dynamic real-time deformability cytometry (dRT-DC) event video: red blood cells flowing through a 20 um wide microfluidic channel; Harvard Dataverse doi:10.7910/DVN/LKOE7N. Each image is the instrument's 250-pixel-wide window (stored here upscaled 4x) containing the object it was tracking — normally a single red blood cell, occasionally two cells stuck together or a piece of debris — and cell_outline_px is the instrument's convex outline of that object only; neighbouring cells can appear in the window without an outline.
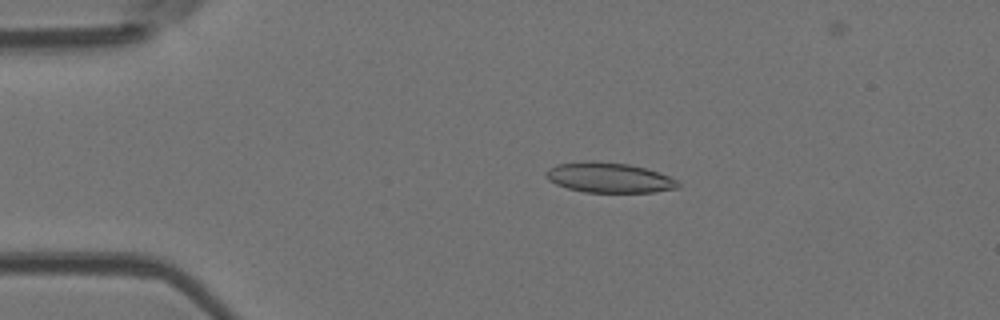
{"species": "Egyptian fruit bat (a non-hibernating species)", "species_latin": "Rousettus aegyptiacus", "temperature_condition": "room temperature", "stored_images_in_passage": 52, "camera_frame_rate_fps": 3000, "um_per_image_px": 0.085, "animal": {"sex": "female"}, "frame": {"image": 1, "passage_image": 9, "time_ms": 2.667, "image_size_px": [1000, 320], "cell_outline_px": [[680, 188], [652, 192], [584, 192], [568, 188], [556, 184], [548, 180], [544, 176], [548, 168], [556, 164], [588, 160], [592, 160], [628, 164], [648, 168], [680, 180]], "centroid_in_image_um": [51.79, 15.09], "position_along_channel_um": 33.2, "area_um2": 23.52}}
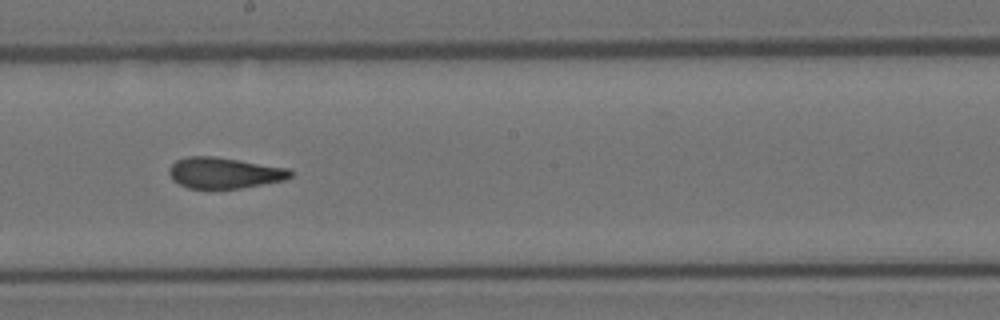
{"frame": {"image": 2, "passage_image": 28, "time_ms": 9.0, "image_size_px": [1000, 320], "cell_outline_px": [[292, 176], [284, 180], [240, 188], [188, 188], [172, 180], [168, 172], [168, 168], [176, 160], [188, 156], [216, 156], [288, 168], [292, 172]], "centroid_in_image_um": [19.03, 14.68], "position_along_channel_um": 229.2, "area_um2": 21.85}}
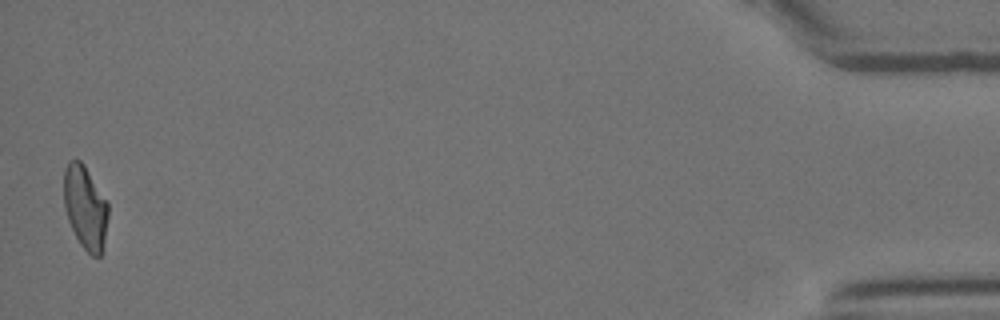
{"frame": {"image": 3, "passage_image": 51, "time_ms": 16.667, "image_size_px": [1000, 320], "cell_outline_px": [[108, 216], [104, 240], [100, 256], [92, 256], [80, 244], [68, 220], [64, 208], [64, 168], [68, 160], [80, 160], [84, 164], [108, 204]], "centroid_in_image_um": [7.23, 17.61], "position_along_channel_um": 428.0, "area_um2": 21.33}, "authors_computed_cell_mechanics": {"area_um2": 22.6865, "velocity_mm_per_s": 3.7944, "shape_relaxation_time_tau1_ms": null, "shape_relaxation_time_tau2_ms": 2.0784, "deformation_change_tau1": null, "deformation_change_tau2": 0.086}}